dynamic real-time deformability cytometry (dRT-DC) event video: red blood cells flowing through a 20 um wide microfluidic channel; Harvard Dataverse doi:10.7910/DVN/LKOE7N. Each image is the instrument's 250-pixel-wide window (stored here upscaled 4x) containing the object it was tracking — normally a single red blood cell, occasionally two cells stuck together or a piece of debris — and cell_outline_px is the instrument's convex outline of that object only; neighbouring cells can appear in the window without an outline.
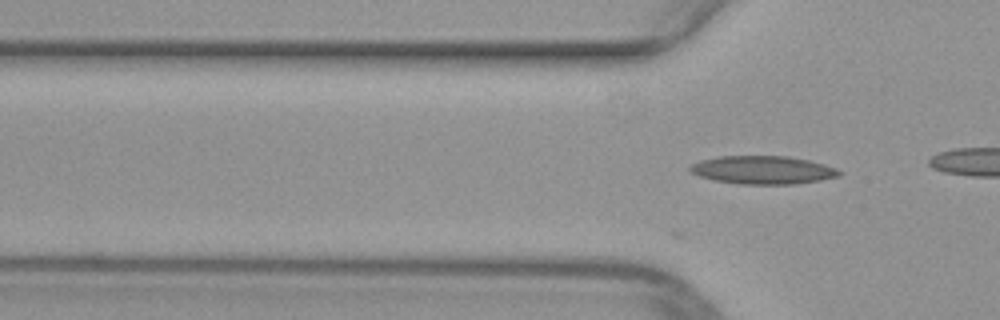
{"species": "common noctule bat (a hibernating species)", "species_latin": "Nyctalus noctula", "temperature_condition": "warm", "stored_images_in_passage": 7, "camera_frame_rate_fps": 3000, "um_per_image_px": 0.085, "animal": {"sex": "female", "body_mass_g": 29.2, "forearm_length_mm": 56.3}, "frame": {"image": 1, "passage_image": 4, "time_ms": 1.0, "image_size_px": [1000, 320], "cell_outline_px": [[844, 172], [840, 176], [820, 180], [796, 184], [740, 184], [712, 180], [688, 172], [688, 168], [692, 164], [700, 160], [716, 156], [788, 156], [808, 160], [824, 164], [836, 168]], "centroid_in_image_um": [64.83, 14.45], "position_along_channel_um": 61.0, "area_um2": 24.74}}